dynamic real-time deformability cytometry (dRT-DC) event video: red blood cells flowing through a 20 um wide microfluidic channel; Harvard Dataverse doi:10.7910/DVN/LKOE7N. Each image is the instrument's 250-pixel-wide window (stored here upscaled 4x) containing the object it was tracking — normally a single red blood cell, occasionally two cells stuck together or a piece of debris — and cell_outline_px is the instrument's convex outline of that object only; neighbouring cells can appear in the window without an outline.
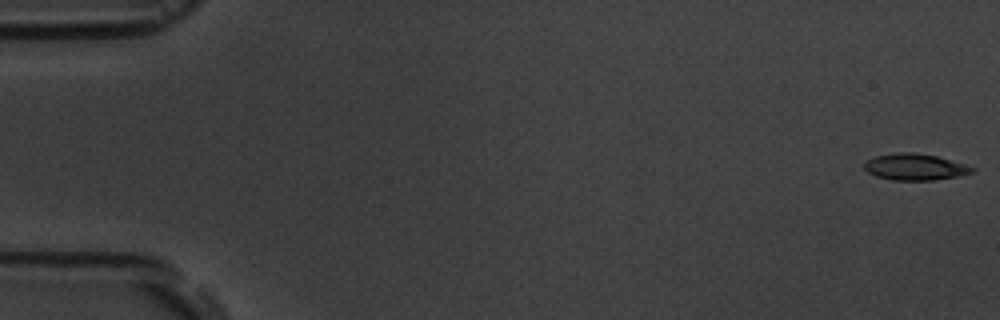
{"species": "common noctule bat (a hibernating species)", "species_latin": "Nyctalus noctula", "temperature_condition": "room temperature", "stored_images_in_passage": 6, "segment_of_instrument_passage": [1, 2], "camera_frame_rate_fps": 3000, "um_per_image_px": 0.085, "animal": {"sex": "male", "body_mass_g": 19.5, "forearm_length_mm": 54.6}, "frame": {"image": 1, "passage_image": 1, "time_ms": 0.0, "image_size_px": [1000, 320], "cell_outline_px": [[976, 172], [960, 176], [932, 180], [892, 180], [876, 176], [868, 172], [864, 168], [864, 160], [876, 156], [896, 152], [912, 152], [936, 156], [976, 168]], "centroid_in_image_um": [77.76, 14.19], "position_along_channel_um": 7.2, "area_um2": 16.65}}
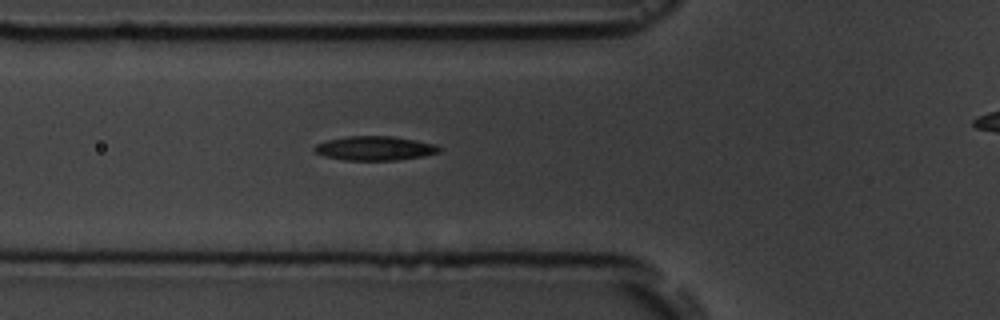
{"frame": {"image": 2, "passage_image": 5, "time_ms": 6.333, "image_size_px": [1000, 320], "cell_outline_px": [[440, 152], [424, 156], [396, 160], [344, 160], [324, 156], [316, 152], [312, 148], [316, 144], [328, 140], [348, 136], [392, 136], [416, 140], [436, 144], [440, 148]], "centroid_in_image_um": [31.87, 12.6], "position_along_channel_um": 93.9, "area_um2": 17.57}}